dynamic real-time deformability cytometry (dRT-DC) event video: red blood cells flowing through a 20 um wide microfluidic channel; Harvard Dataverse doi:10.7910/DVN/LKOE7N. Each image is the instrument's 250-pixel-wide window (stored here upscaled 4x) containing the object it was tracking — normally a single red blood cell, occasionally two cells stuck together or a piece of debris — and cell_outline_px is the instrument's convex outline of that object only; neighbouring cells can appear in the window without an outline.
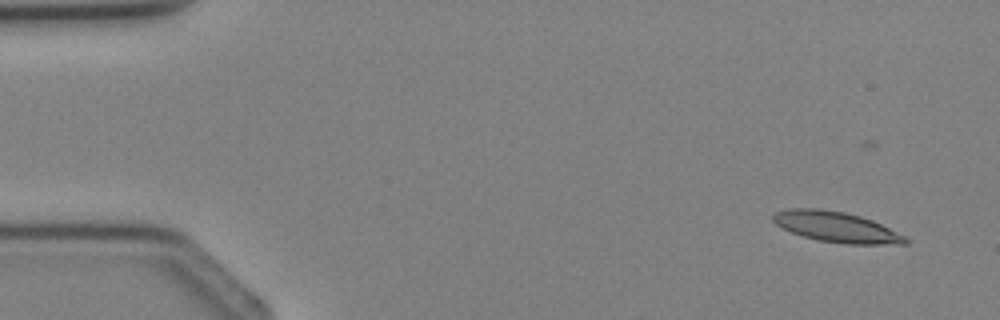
{"species": "Egyptian fruit bat (a non-hibernating species)", "species_latin": "Rousettus aegyptiacus", "temperature_condition": "cold", "stored_images_in_passage": 2, "camera_frame_rate_fps": 3000, "um_per_image_px": 0.085, "animal": {"sex": "female"}, "frame": {"image": 1, "passage_image": 2, "time_ms": 1.333, "image_size_px": [1000, 320], "cell_outline_px": [[908, 244], [848, 244], [820, 240], [804, 236], [792, 232], [776, 224], [772, 220], [772, 216], [776, 212], [788, 208], [820, 208], [844, 212], [860, 216], [872, 220], [904, 236], [908, 240]], "centroid_in_image_um": [71.07, 19.28], "position_along_channel_um": 13.9, "area_um2": 23.18}}